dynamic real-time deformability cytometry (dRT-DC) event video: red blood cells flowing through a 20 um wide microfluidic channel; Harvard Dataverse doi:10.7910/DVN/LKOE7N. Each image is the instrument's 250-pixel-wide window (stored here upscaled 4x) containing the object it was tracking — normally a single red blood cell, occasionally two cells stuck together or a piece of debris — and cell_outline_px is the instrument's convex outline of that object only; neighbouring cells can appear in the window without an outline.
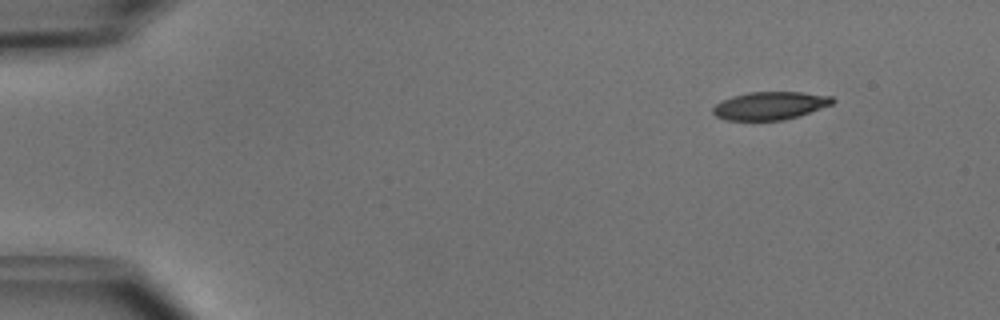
{"species": "common noctule bat (a hibernating species)", "species_latin": "Nyctalus noctula", "temperature_condition": "cold", "stored_images_in_passage": 46, "camera_frame_rate_fps": 3000, "um_per_image_px": 0.085, "animal": {"sex": "male", "body_mass_g": 15.6}, "frame": {"image": 1, "passage_image": 1, "time_ms": 0.0, "image_size_px": [1000, 320], "cell_outline_px": [[836, 100], [832, 104], [784, 120], [724, 120], [716, 116], [712, 112], [712, 108], [716, 104], [732, 96], [748, 92], [800, 92], [832, 96]], "centroid_in_image_um": [65.42, 8.98], "position_along_channel_um": 19.6, "area_um2": 19.31}}
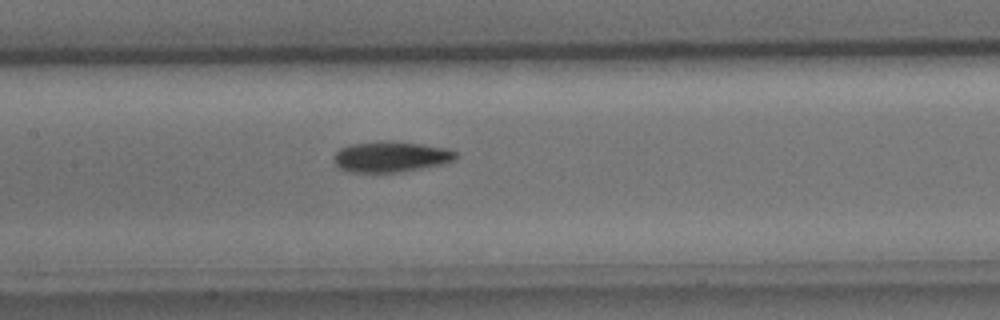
{"frame": {"image": 2, "passage_image": 20, "time_ms": 6.333, "image_size_px": [1000, 320], "cell_outline_px": [[456, 160], [444, 164], [400, 172], [348, 172], [340, 168], [332, 160], [336, 152], [340, 148], [348, 144], [380, 140], [392, 140], [448, 148], [456, 152]], "centroid_in_image_um": [33.21, 13.31], "position_along_channel_um": 174.2, "area_um2": 22.2}}
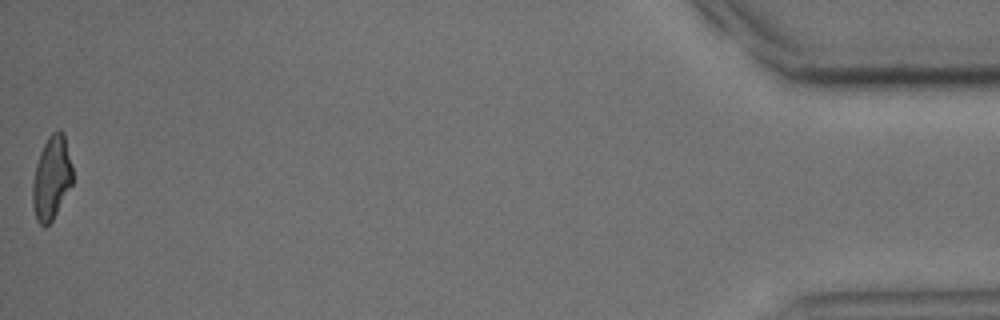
{"frame": {"image": 3, "passage_image": 46, "time_ms": 15.0, "image_size_px": [1000, 320], "cell_outline_px": [[72, 184], [52, 220], [44, 228], [36, 220], [32, 204], [32, 180], [36, 164], [40, 152], [48, 136], [52, 132], [60, 128], [64, 132], [72, 168]], "centroid_in_image_um": [4.36, 15.11], "position_along_channel_um": 430.8, "area_um2": 19.54}, "authors_computed_cell_mechanics": {"area_um2": 20.8369, "velocity_mm_per_s": 3.9804, "shape_relaxation_time_tau1_ms": 2.4559, "shape_relaxation_time_tau2_ms": 5.9206, "deformation_change_tau1": 0.1423, "deformation_change_tau2": 0.1565}}